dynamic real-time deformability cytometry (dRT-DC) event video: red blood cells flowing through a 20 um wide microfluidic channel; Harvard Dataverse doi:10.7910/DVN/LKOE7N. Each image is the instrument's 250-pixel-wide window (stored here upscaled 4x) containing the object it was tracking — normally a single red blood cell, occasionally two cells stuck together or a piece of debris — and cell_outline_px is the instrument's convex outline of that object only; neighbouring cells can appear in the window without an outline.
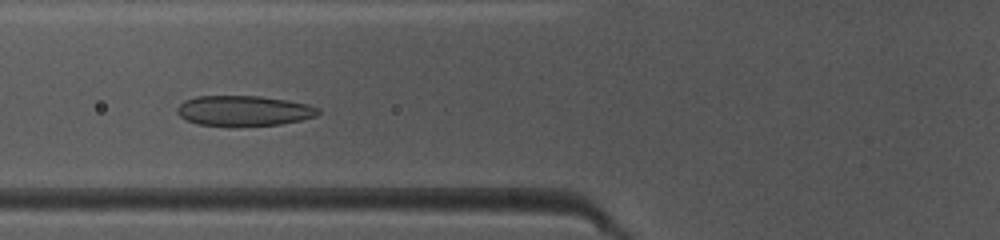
{"species": "common noctule bat (a hibernating species)", "species_latin": "Nyctalus noctula", "temperature_condition": "warm", "stored_images_in_passage": 37, "camera_frame_rate_fps": 3000, "um_per_image_px": 0.085, "animal": {"sex": "female", "body_mass_g": 10.0, "forearm_length_mm": 53.1}, "frame": {"image": 1, "passage_image": 7, "time_ms": 2.0, "image_size_px": [1000, 240], "cell_outline_px": [[320, 112], [316, 116], [300, 120], [280, 124], [196, 124], [180, 116], [176, 112], [176, 108], [184, 100], [196, 96], [260, 96], [288, 100], [308, 104], [320, 108]], "centroid_in_image_um": [20.74, 9.38], "position_along_channel_um": 105.1, "area_um2": 24.33}}
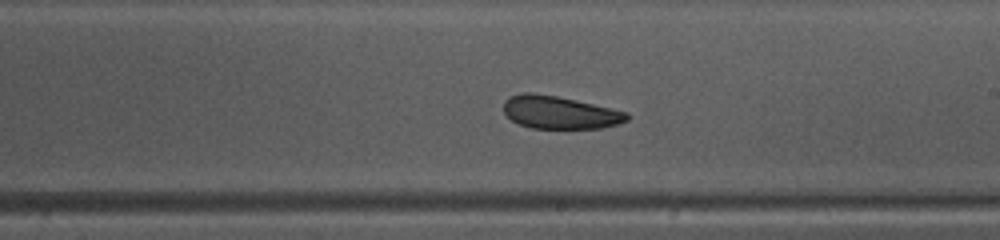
{"frame": {"image": 2, "passage_image": 17, "time_ms": 5.333, "image_size_px": [1000, 240], "cell_outline_px": [[632, 116], [628, 120], [604, 128], [532, 128], [520, 124], [512, 120], [504, 112], [504, 100], [508, 96], [524, 92], [532, 92], [556, 96], [576, 100], [628, 112]], "centroid_in_image_um": [47.58, 9.55], "position_along_channel_um": 241.4, "area_um2": 23.58}}
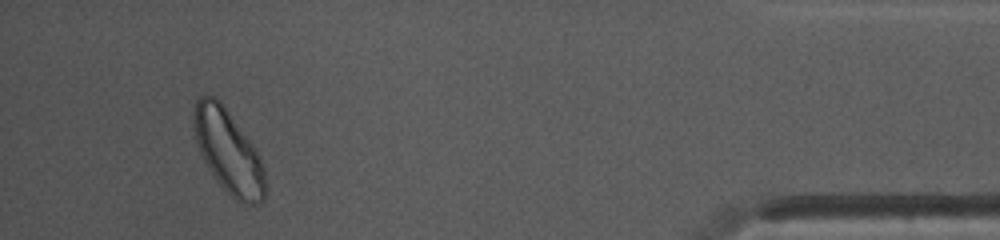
{"frame": {"image": 3, "passage_image": 34, "time_ms": 11.0, "image_size_px": [1000, 240], "cell_outline_px": [[264, 200], [260, 204], [240, 204], [220, 184], [204, 160], [200, 152], [196, 140], [192, 120], [192, 112], [196, 100], [200, 96], [216, 96], [220, 100], [252, 144], [264, 168]], "centroid_in_image_um": [19.38, 12.86], "position_along_channel_um": 415.8, "area_um2": 34.16}, "authors_computed_cell_mechanics": {"area_um2": 25.0274, "velocity_mm_per_s": 4.0927, "shape_relaxation_time_tau1_ms": 6.9712, "shape_relaxation_time_tau2_ms": 2.8027, "deformation_change_tau1": 0.1381, "deformation_change_tau2": 0.0805}}